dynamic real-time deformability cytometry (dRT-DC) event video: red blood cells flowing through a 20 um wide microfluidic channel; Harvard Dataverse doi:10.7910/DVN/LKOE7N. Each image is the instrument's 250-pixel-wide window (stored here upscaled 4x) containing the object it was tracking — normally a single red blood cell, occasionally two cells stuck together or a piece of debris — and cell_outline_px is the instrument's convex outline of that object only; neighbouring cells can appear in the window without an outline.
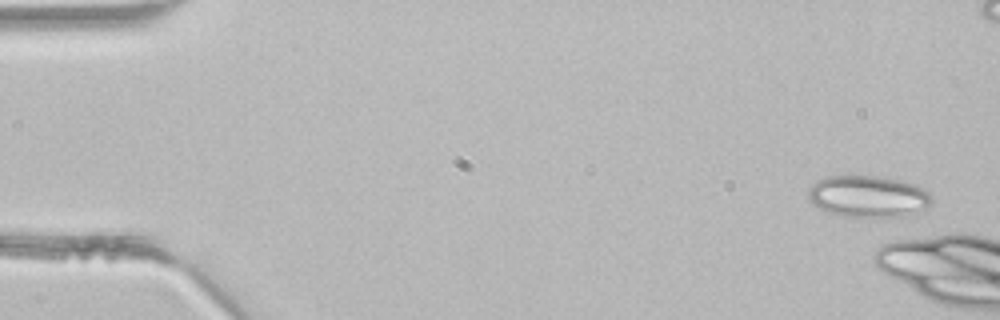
{"species": "common noctule bat (a hibernating species)", "species_latin": "Nyctalus noctula", "temperature_condition": "room temperature", "stored_images_in_passage": 5, "camera_frame_rate_fps": 3000, "um_per_image_px": 0.085, "animal": {"sex": "male", "body_mass_g": 21.5, "forearm_length_mm": 52.0}, "frame": {"image": 1, "passage_image": 1, "time_ms": 0.0, "image_size_px": [1000, 320], "cell_outline_px": [[932, 204], [924, 212], [916, 216], [844, 216], [828, 212], [812, 204], [808, 200], [808, 188], [816, 180], [828, 176], [876, 176], [916, 184], [928, 192], [932, 196]], "centroid_in_image_um": [73.84, 16.71], "position_along_channel_um": 11.2, "area_um2": 30.35}}